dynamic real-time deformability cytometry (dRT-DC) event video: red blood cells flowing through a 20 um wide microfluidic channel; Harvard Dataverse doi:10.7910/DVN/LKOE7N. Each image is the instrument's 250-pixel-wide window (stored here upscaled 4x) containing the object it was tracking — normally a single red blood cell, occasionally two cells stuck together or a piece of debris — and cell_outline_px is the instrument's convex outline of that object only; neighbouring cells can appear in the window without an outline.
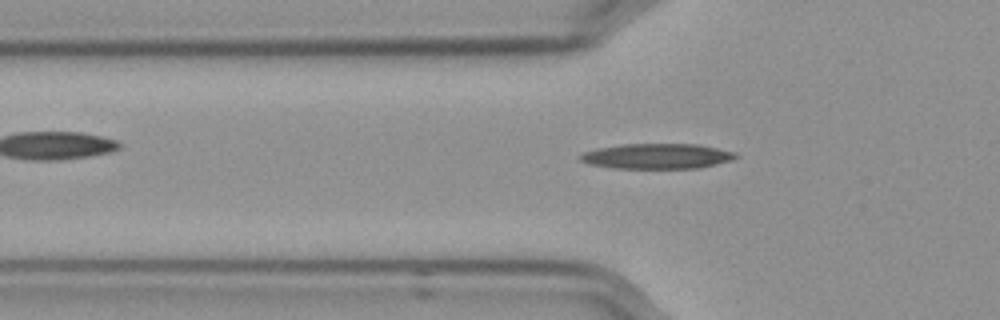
{"species": "Egyptian fruit bat (a non-hibernating species)", "species_latin": "Rousettus aegyptiacus", "temperature_condition": "cold", "stored_images_in_passage": 56, "camera_frame_rate_fps": 3000, "um_per_image_px": 0.085, "frame": {"image": 1, "passage_image": 19, "time_ms": 6.0, "image_size_px": [1000, 320], "cell_outline_px": [[740, 156], [732, 160], [696, 168], [616, 168], [588, 164], [580, 160], [576, 156], [584, 152], [596, 148], [620, 144], [696, 144], [736, 152]], "centroid_in_image_um": [55.8, 13.27], "position_along_channel_um": 70.0, "area_um2": 22.89}}
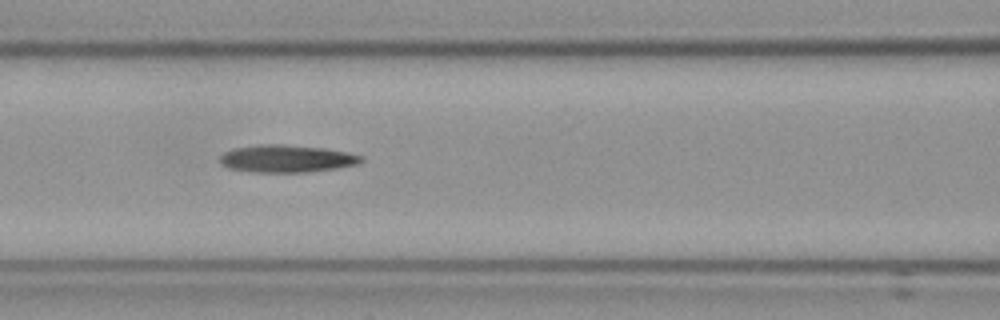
{"frame": {"image": 2, "passage_image": 25, "time_ms": 8.0, "image_size_px": [1000, 320], "cell_outline_px": [[364, 160], [356, 164], [336, 168], [308, 172], [256, 172], [228, 168], [220, 164], [220, 156], [224, 152], [236, 148], [260, 144], [284, 144], [324, 148], [348, 152], [364, 156]], "centroid_in_image_um": [24.37, 13.48], "position_along_channel_um": 142.2, "area_um2": 22.6}}
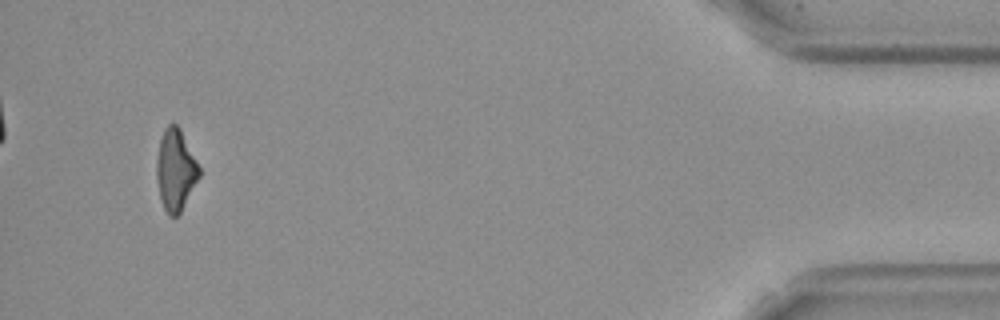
{"frame": {"image": 3, "passage_image": 54, "time_ms": 17.667, "image_size_px": [1000, 320], "cell_outline_px": [[200, 176], [180, 212], [176, 216], [168, 216], [160, 200], [156, 180], [156, 160], [160, 140], [164, 128], [168, 124], [176, 124], [180, 128], [200, 168]], "centroid_in_image_um": [14.9, 14.45], "position_along_channel_um": 420.3, "area_um2": 20.17}}